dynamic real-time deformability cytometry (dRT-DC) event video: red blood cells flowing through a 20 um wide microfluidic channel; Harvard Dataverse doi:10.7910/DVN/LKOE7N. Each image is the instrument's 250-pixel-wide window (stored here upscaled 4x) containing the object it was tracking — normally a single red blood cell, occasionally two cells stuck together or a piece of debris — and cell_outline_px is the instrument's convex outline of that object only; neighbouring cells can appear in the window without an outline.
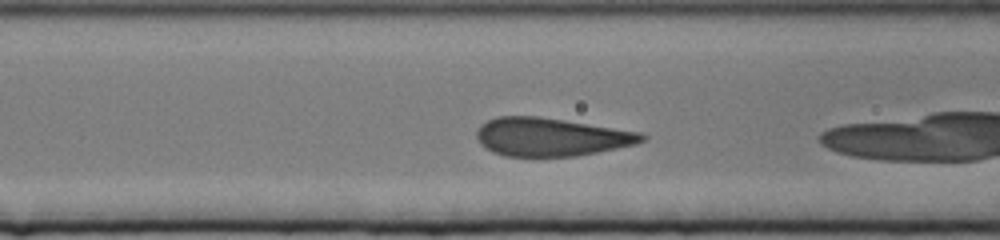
{"species": "human", "species_latin": "Homo sapiens", "temperature_condition": "cold", "stored_images_in_passage": 45, "camera_frame_rate_fps": 3000, "um_per_image_px": 0.085, "donor": {"sex": "female"}, "frame": {"image": 1, "passage_image": 7, "time_ms": 2.0, "image_size_px": [1000, 240], "cell_outline_px": [[648, 136], [644, 140], [636, 144], [576, 156], [504, 156], [492, 152], [480, 144], [476, 136], [476, 132], [480, 124], [496, 116], [540, 116], [640, 132]], "centroid_in_image_um": [46.79, 11.63], "position_along_channel_um": 119.8, "area_um2": 36.82}}
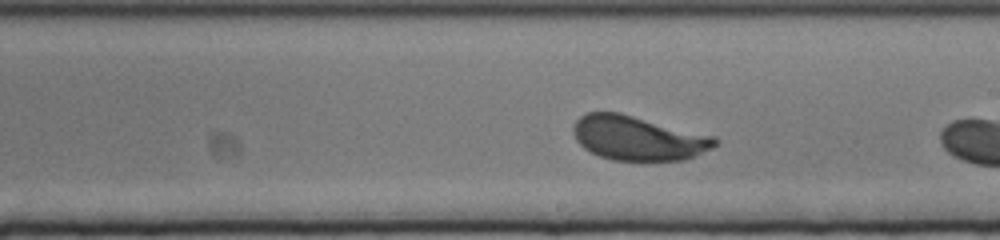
{"frame": {"image": 2, "passage_image": 22, "time_ms": 7.0, "image_size_px": [1000, 240], "cell_outline_px": [[720, 140], [712, 148], [696, 156], [684, 160], [612, 160], [600, 156], [584, 148], [576, 140], [572, 132], [572, 128], [576, 120], [580, 116], [588, 112], [620, 112], [716, 136]], "centroid_in_image_um": [54.25, 11.73], "position_along_channel_um": 234.7, "area_um2": 36.88}}
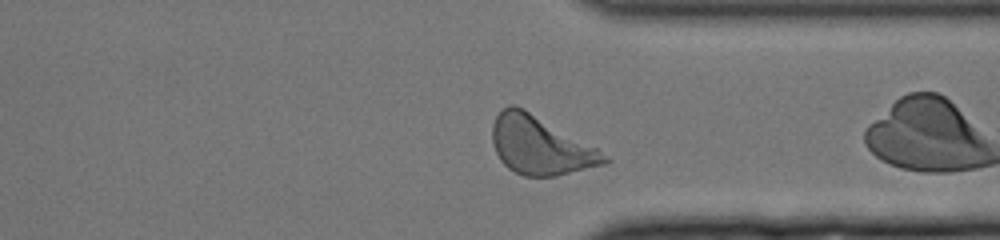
{"frame": {"image": 3, "passage_image": 39, "time_ms": 12.667, "image_size_px": [1000, 240], "cell_outline_px": [[612, 160], [604, 164], [556, 176], [524, 176], [508, 168], [500, 160], [496, 152], [492, 140], [492, 124], [496, 116], [508, 104], [512, 104], [524, 108], [596, 148], [608, 156]], "centroid_in_image_um": [45.9, 12.36], "position_along_channel_um": 365.5, "area_um2": 37.57}}